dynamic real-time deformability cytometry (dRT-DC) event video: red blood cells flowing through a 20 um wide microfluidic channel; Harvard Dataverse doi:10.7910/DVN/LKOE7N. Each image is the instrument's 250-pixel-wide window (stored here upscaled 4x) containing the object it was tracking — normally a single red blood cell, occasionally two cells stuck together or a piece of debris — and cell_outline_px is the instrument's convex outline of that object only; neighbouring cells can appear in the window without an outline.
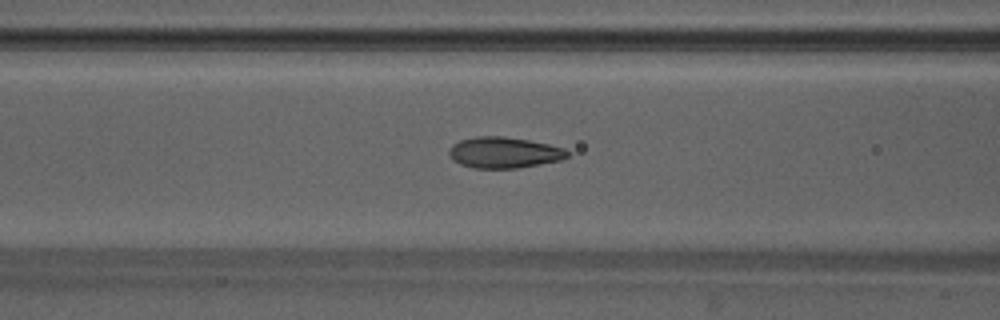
{"species": "Egyptian fruit bat (a non-hibernating species)", "species_latin": "Rousettus aegyptiacus", "temperature_condition": "warm", "stored_images_in_passage": 50, "camera_frame_rate_fps": 3000, "um_per_image_px": 0.085, "animal": {"sex": "male"}, "frame": {"image": 1, "passage_image": 21, "time_ms": 6.667, "image_size_px": [1000, 320], "cell_outline_px": [[568, 156], [560, 160], [540, 164], [516, 168], [472, 168], [460, 164], [452, 160], [448, 152], [448, 148], [452, 144], [460, 140], [476, 136], [504, 136], [528, 140], [548, 144], [564, 148], [568, 152]], "centroid_in_image_um": [42.79, 12.96], "position_along_channel_um": 123.8, "area_um2": 21.44}}
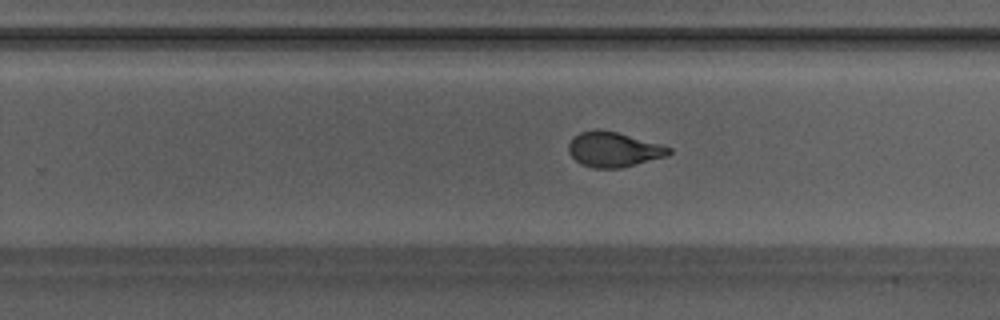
{"frame": {"image": 2, "passage_image": 32, "time_ms": 10.333, "image_size_px": [1000, 320], "cell_outline_px": [[672, 152], [668, 156], [620, 168], [596, 168], [580, 164], [568, 152], [568, 144], [580, 132], [616, 132], [660, 144], [672, 148]], "centroid_in_image_um": [52.2, 12.75], "position_along_channel_um": 277.6, "area_um2": 19.83}}
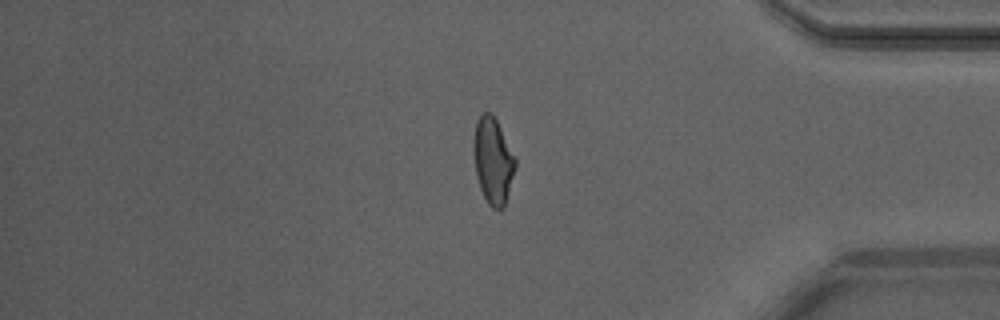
{"frame": {"image": 3, "passage_image": 42, "time_ms": 13.667, "image_size_px": [1000, 320], "cell_outline_px": [[516, 168], [504, 208], [492, 208], [488, 204], [480, 188], [476, 176], [472, 148], [472, 140], [476, 120], [480, 112], [492, 112], [516, 156]], "centroid_in_image_um": [41.89, 13.61], "position_along_channel_um": 393.3, "area_um2": 21.5}, "authors_computed_cell_mechanics": {"area_um2": 20.9525, "velocity_mm_per_s": 4.213, "shape_relaxation_time_tau1_ms": 3.5802, "shape_relaxation_time_tau2_ms": 0.7527, "deformation_change_tau1": 0.1702, "deformation_change_tau2": 0.0601}}